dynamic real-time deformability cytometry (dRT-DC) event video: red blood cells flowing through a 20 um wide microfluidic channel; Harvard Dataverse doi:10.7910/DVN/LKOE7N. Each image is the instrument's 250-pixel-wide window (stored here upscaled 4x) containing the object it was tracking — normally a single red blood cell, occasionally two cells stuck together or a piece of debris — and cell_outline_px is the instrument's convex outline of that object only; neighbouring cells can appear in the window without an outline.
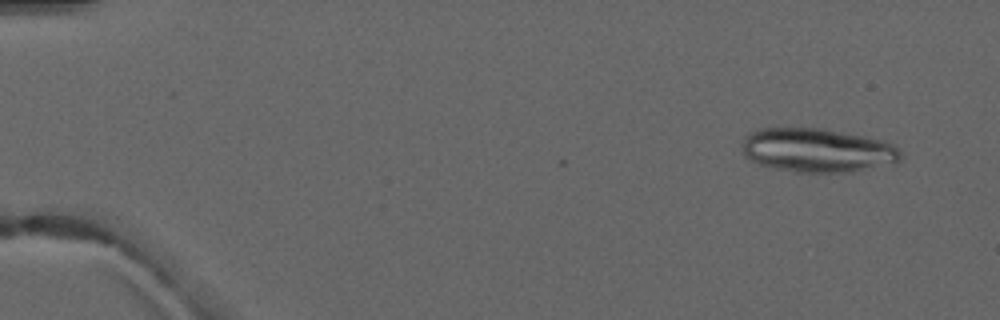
{"species": "common noctule bat (a hibernating species)", "species_latin": "Nyctalus noctula", "temperature_condition": "warm", "stored_images_in_passage": 5, "camera_frame_rate_fps": 3000, "um_per_image_px": 0.085, "animal": {"sex": "male", "forearm_length_mm": 52.5}, "frame": {"image": 1, "passage_image": 1, "time_ms": 0.0, "image_size_px": [1000, 320], "cell_outline_px": [[900, 160], [896, 164], [852, 172], [796, 172], [776, 168], [760, 164], [744, 156], [744, 140], [748, 132], [756, 128], [820, 128], [864, 136], [884, 140], [900, 148]], "centroid_in_image_um": [69.53, 12.77], "position_along_channel_um": 15.5, "area_um2": 40.75}}